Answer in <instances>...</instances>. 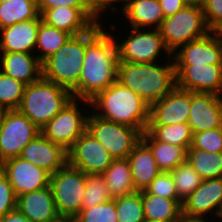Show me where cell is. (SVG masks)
<instances>
[{
	"instance_id": "47",
	"label": "cell",
	"mask_w": 222,
	"mask_h": 222,
	"mask_svg": "<svg viewBox=\"0 0 222 222\" xmlns=\"http://www.w3.org/2000/svg\"><path fill=\"white\" fill-rule=\"evenodd\" d=\"M54 222H78L75 217H59Z\"/></svg>"
},
{
	"instance_id": "38",
	"label": "cell",
	"mask_w": 222,
	"mask_h": 222,
	"mask_svg": "<svg viewBox=\"0 0 222 222\" xmlns=\"http://www.w3.org/2000/svg\"><path fill=\"white\" fill-rule=\"evenodd\" d=\"M188 149L222 152V127L193 133L192 145Z\"/></svg>"
},
{
	"instance_id": "10",
	"label": "cell",
	"mask_w": 222,
	"mask_h": 222,
	"mask_svg": "<svg viewBox=\"0 0 222 222\" xmlns=\"http://www.w3.org/2000/svg\"><path fill=\"white\" fill-rule=\"evenodd\" d=\"M56 210L60 217H75L82 209L86 174L68 163L50 175Z\"/></svg>"
},
{
	"instance_id": "3",
	"label": "cell",
	"mask_w": 222,
	"mask_h": 222,
	"mask_svg": "<svg viewBox=\"0 0 222 222\" xmlns=\"http://www.w3.org/2000/svg\"><path fill=\"white\" fill-rule=\"evenodd\" d=\"M166 61H163L164 65L160 62H118L117 81L129 87L151 106L176 87L173 56Z\"/></svg>"
},
{
	"instance_id": "9",
	"label": "cell",
	"mask_w": 222,
	"mask_h": 222,
	"mask_svg": "<svg viewBox=\"0 0 222 222\" xmlns=\"http://www.w3.org/2000/svg\"><path fill=\"white\" fill-rule=\"evenodd\" d=\"M87 131L104 146L114 159L127 158L142 136L138 129L104 119L91 111L87 117Z\"/></svg>"
},
{
	"instance_id": "52",
	"label": "cell",
	"mask_w": 222,
	"mask_h": 222,
	"mask_svg": "<svg viewBox=\"0 0 222 222\" xmlns=\"http://www.w3.org/2000/svg\"><path fill=\"white\" fill-rule=\"evenodd\" d=\"M2 163H3V162H2L1 159H0V169H1Z\"/></svg>"
},
{
	"instance_id": "45",
	"label": "cell",
	"mask_w": 222,
	"mask_h": 222,
	"mask_svg": "<svg viewBox=\"0 0 222 222\" xmlns=\"http://www.w3.org/2000/svg\"><path fill=\"white\" fill-rule=\"evenodd\" d=\"M0 222H31L17 208L14 211L0 217Z\"/></svg>"
},
{
	"instance_id": "26",
	"label": "cell",
	"mask_w": 222,
	"mask_h": 222,
	"mask_svg": "<svg viewBox=\"0 0 222 222\" xmlns=\"http://www.w3.org/2000/svg\"><path fill=\"white\" fill-rule=\"evenodd\" d=\"M143 211L146 222H164L180 220L182 216V201L167 199L142 191Z\"/></svg>"
},
{
	"instance_id": "2",
	"label": "cell",
	"mask_w": 222,
	"mask_h": 222,
	"mask_svg": "<svg viewBox=\"0 0 222 222\" xmlns=\"http://www.w3.org/2000/svg\"><path fill=\"white\" fill-rule=\"evenodd\" d=\"M90 102L93 114L138 129L142 134L150 122V106L117 80L97 93Z\"/></svg>"
},
{
	"instance_id": "39",
	"label": "cell",
	"mask_w": 222,
	"mask_h": 222,
	"mask_svg": "<svg viewBox=\"0 0 222 222\" xmlns=\"http://www.w3.org/2000/svg\"><path fill=\"white\" fill-rule=\"evenodd\" d=\"M145 190L155 196L180 200L171 172L161 171Z\"/></svg>"
},
{
	"instance_id": "29",
	"label": "cell",
	"mask_w": 222,
	"mask_h": 222,
	"mask_svg": "<svg viewBox=\"0 0 222 222\" xmlns=\"http://www.w3.org/2000/svg\"><path fill=\"white\" fill-rule=\"evenodd\" d=\"M39 15L36 0H1L0 29L36 19Z\"/></svg>"
},
{
	"instance_id": "1",
	"label": "cell",
	"mask_w": 222,
	"mask_h": 222,
	"mask_svg": "<svg viewBox=\"0 0 222 222\" xmlns=\"http://www.w3.org/2000/svg\"><path fill=\"white\" fill-rule=\"evenodd\" d=\"M105 28L108 27L104 26L86 45L78 99L89 101L117 80L118 47L114 33Z\"/></svg>"
},
{
	"instance_id": "18",
	"label": "cell",
	"mask_w": 222,
	"mask_h": 222,
	"mask_svg": "<svg viewBox=\"0 0 222 222\" xmlns=\"http://www.w3.org/2000/svg\"><path fill=\"white\" fill-rule=\"evenodd\" d=\"M221 206L222 177L206 179L183 201L182 214L189 217H217Z\"/></svg>"
},
{
	"instance_id": "8",
	"label": "cell",
	"mask_w": 222,
	"mask_h": 222,
	"mask_svg": "<svg viewBox=\"0 0 222 222\" xmlns=\"http://www.w3.org/2000/svg\"><path fill=\"white\" fill-rule=\"evenodd\" d=\"M127 33L124 35L126 37H120V39H117L119 37L114 34L119 62L151 63L161 61L162 63L160 59L163 52L167 55L164 58L172 57L158 29H150L149 31V29L132 27Z\"/></svg>"
},
{
	"instance_id": "32",
	"label": "cell",
	"mask_w": 222,
	"mask_h": 222,
	"mask_svg": "<svg viewBox=\"0 0 222 222\" xmlns=\"http://www.w3.org/2000/svg\"><path fill=\"white\" fill-rule=\"evenodd\" d=\"M147 131L158 141L188 149L192 145L193 132L188 123L148 125Z\"/></svg>"
},
{
	"instance_id": "33",
	"label": "cell",
	"mask_w": 222,
	"mask_h": 222,
	"mask_svg": "<svg viewBox=\"0 0 222 222\" xmlns=\"http://www.w3.org/2000/svg\"><path fill=\"white\" fill-rule=\"evenodd\" d=\"M118 222H146L143 211L142 191L114 198Z\"/></svg>"
},
{
	"instance_id": "34",
	"label": "cell",
	"mask_w": 222,
	"mask_h": 222,
	"mask_svg": "<svg viewBox=\"0 0 222 222\" xmlns=\"http://www.w3.org/2000/svg\"><path fill=\"white\" fill-rule=\"evenodd\" d=\"M171 174L176 186L178 198L182 202L201 185L203 180L188 161L178 165L171 171Z\"/></svg>"
},
{
	"instance_id": "22",
	"label": "cell",
	"mask_w": 222,
	"mask_h": 222,
	"mask_svg": "<svg viewBox=\"0 0 222 222\" xmlns=\"http://www.w3.org/2000/svg\"><path fill=\"white\" fill-rule=\"evenodd\" d=\"M17 209L31 222H54L60 217L50 185L17 196Z\"/></svg>"
},
{
	"instance_id": "4",
	"label": "cell",
	"mask_w": 222,
	"mask_h": 222,
	"mask_svg": "<svg viewBox=\"0 0 222 222\" xmlns=\"http://www.w3.org/2000/svg\"><path fill=\"white\" fill-rule=\"evenodd\" d=\"M96 24L90 31L71 36L51 57L42 63V77L70 90L78 99V83L87 43L103 28Z\"/></svg>"
},
{
	"instance_id": "11",
	"label": "cell",
	"mask_w": 222,
	"mask_h": 222,
	"mask_svg": "<svg viewBox=\"0 0 222 222\" xmlns=\"http://www.w3.org/2000/svg\"><path fill=\"white\" fill-rule=\"evenodd\" d=\"M40 129L19 110L0 112V159L2 162L21 155L23 148Z\"/></svg>"
},
{
	"instance_id": "13",
	"label": "cell",
	"mask_w": 222,
	"mask_h": 222,
	"mask_svg": "<svg viewBox=\"0 0 222 222\" xmlns=\"http://www.w3.org/2000/svg\"><path fill=\"white\" fill-rule=\"evenodd\" d=\"M176 86L196 93L222 95V65H175Z\"/></svg>"
},
{
	"instance_id": "44",
	"label": "cell",
	"mask_w": 222,
	"mask_h": 222,
	"mask_svg": "<svg viewBox=\"0 0 222 222\" xmlns=\"http://www.w3.org/2000/svg\"><path fill=\"white\" fill-rule=\"evenodd\" d=\"M164 17L176 14L190 2L188 0H159Z\"/></svg>"
},
{
	"instance_id": "43",
	"label": "cell",
	"mask_w": 222,
	"mask_h": 222,
	"mask_svg": "<svg viewBox=\"0 0 222 222\" xmlns=\"http://www.w3.org/2000/svg\"><path fill=\"white\" fill-rule=\"evenodd\" d=\"M38 12L59 7H88L85 0H36Z\"/></svg>"
},
{
	"instance_id": "24",
	"label": "cell",
	"mask_w": 222,
	"mask_h": 222,
	"mask_svg": "<svg viewBox=\"0 0 222 222\" xmlns=\"http://www.w3.org/2000/svg\"><path fill=\"white\" fill-rule=\"evenodd\" d=\"M119 9L130 28L158 29L165 18L159 0H124Z\"/></svg>"
},
{
	"instance_id": "30",
	"label": "cell",
	"mask_w": 222,
	"mask_h": 222,
	"mask_svg": "<svg viewBox=\"0 0 222 222\" xmlns=\"http://www.w3.org/2000/svg\"><path fill=\"white\" fill-rule=\"evenodd\" d=\"M70 37L69 33L50 26L41 20L37 32L35 55L43 63L62 47Z\"/></svg>"
},
{
	"instance_id": "21",
	"label": "cell",
	"mask_w": 222,
	"mask_h": 222,
	"mask_svg": "<svg viewBox=\"0 0 222 222\" xmlns=\"http://www.w3.org/2000/svg\"><path fill=\"white\" fill-rule=\"evenodd\" d=\"M41 20L39 15L36 19L0 29V52L35 53L37 32Z\"/></svg>"
},
{
	"instance_id": "6",
	"label": "cell",
	"mask_w": 222,
	"mask_h": 222,
	"mask_svg": "<svg viewBox=\"0 0 222 222\" xmlns=\"http://www.w3.org/2000/svg\"><path fill=\"white\" fill-rule=\"evenodd\" d=\"M158 30L171 54L181 46L211 32L199 0L190 2L176 14L165 17Z\"/></svg>"
},
{
	"instance_id": "17",
	"label": "cell",
	"mask_w": 222,
	"mask_h": 222,
	"mask_svg": "<svg viewBox=\"0 0 222 222\" xmlns=\"http://www.w3.org/2000/svg\"><path fill=\"white\" fill-rule=\"evenodd\" d=\"M46 24L78 36L90 31L96 24L101 23L88 7H59L46 9L40 13Z\"/></svg>"
},
{
	"instance_id": "51",
	"label": "cell",
	"mask_w": 222,
	"mask_h": 222,
	"mask_svg": "<svg viewBox=\"0 0 222 222\" xmlns=\"http://www.w3.org/2000/svg\"><path fill=\"white\" fill-rule=\"evenodd\" d=\"M189 2H195V1H198V0H188Z\"/></svg>"
},
{
	"instance_id": "48",
	"label": "cell",
	"mask_w": 222,
	"mask_h": 222,
	"mask_svg": "<svg viewBox=\"0 0 222 222\" xmlns=\"http://www.w3.org/2000/svg\"><path fill=\"white\" fill-rule=\"evenodd\" d=\"M217 218H221L220 222L222 221V206H221V209L218 213V217Z\"/></svg>"
},
{
	"instance_id": "49",
	"label": "cell",
	"mask_w": 222,
	"mask_h": 222,
	"mask_svg": "<svg viewBox=\"0 0 222 222\" xmlns=\"http://www.w3.org/2000/svg\"><path fill=\"white\" fill-rule=\"evenodd\" d=\"M164 222H179V220H169V221H164Z\"/></svg>"
},
{
	"instance_id": "28",
	"label": "cell",
	"mask_w": 222,
	"mask_h": 222,
	"mask_svg": "<svg viewBox=\"0 0 222 222\" xmlns=\"http://www.w3.org/2000/svg\"><path fill=\"white\" fill-rule=\"evenodd\" d=\"M102 176L112 198L137 192L127 158L114 159Z\"/></svg>"
},
{
	"instance_id": "36",
	"label": "cell",
	"mask_w": 222,
	"mask_h": 222,
	"mask_svg": "<svg viewBox=\"0 0 222 222\" xmlns=\"http://www.w3.org/2000/svg\"><path fill=\"white\" fill-rule=\"evenodd\" d=\"M112 199L105 179L99 174H86V187L82 209H88Z\"/></svg>"
},
{
	"instance_id": "14",
	"label": "cell",
	"mask_w": 222,
	"mask_h": 222,
	"mask_svg": "<svg viewBox=\"0 0 222 222\" xmlns=\"http://www.w3.org/2000/svg\"><path fill=\"white\" fill-rule=\"evenodd\" d=\"M1 171L7 176L16 196L40 190L50 183L47 171L19 156L4 161Z\"/></svg>"
},
{
	"instance_id": "41",
	"label": "cell",
	"mask_w": 222,
	"mask_h": 222,
	"mask_svg": "<svg viewBox=\"0 0 222 222\" xmlns=\"http://www.w3.org/2000/svg\"><path fill=\"white\" fill-rule=\"evenodd\" d=\"M17 208V196L7 176L0 169V217Z\"/></svg>"
},
{
	"instance_id": "20",
	"label": "cell",
	"mask_w": 222,
	"mask_h": 222,
	"mask_svg": "<svg viewBox=\"0 0 222 222\" xmlns=\"http://www.w3.org/2000/svg\"><path fill=\"white\" fill-rule=\"evenodd\" d=\"M19 157L44 169L50 175L68 163L67 151L62 146L52 143L42 133L23 148Z\"/></svg>"
},
{
	"instance_id": "37",
	"label": "cell",
	"mask_w": 222,
	"mask_h": 222,
	"mask_svg": "<svg viewBox=\"0 0 222 222\" xmlns=\"http://www.w3.org/2000/svg\"><path fill=\"white\" fill-rule=\"evenodd\" d=\"M75 218L78 222H118L115 200L112 198L97 206L81 209Z\"/></svg>"
},
{
	"instance_id": "31",
	"label": "cell",
	"mask_w": 222,
	"mask_h": 222,
	"mask_svg": "<svg viewBox=\"0 0 222 222\" xmlns=\"http://www.w3.org/2000/svg\"><path fill=\"white\" fill-rule=\"evenodd\" d=\"M187 161L203 180L222 177V152L187 149Z\"/></svg>"
},
{
	"instance_id": "16",
	"label": "cell",
	"mask_w": 222,
	"mask_h": 222,
	"mask_svg": "<svg viewBox=\"0 0 222 222\" xmlns=\"http://www.w3.org/2000/svg\"><path fill=\"white\" fill-rule=\"evenodd\" d=\"M191 91L175 87L163 99L150 106L149 125L188 123Z\"/></svg>"
},
{
	"instance_id": "50",
	"label": "cell",
	"mask_w": 222,
	"mask_h": 222,
	"mask_svg": "<svg viewBox=\"0 0 222 222\" xmlns=\"http://www.w3.org/2000/svg\"><path fill=\"white\" fill-rule=\"evenodd\" d=\"M218 33L222 37V29Z\"/></svg>"
},
{
	"instance_id": "19",
	"label": "cell",
	"mask_w": 222,
	"mask_h": 222,
	"mask_svg": "<svg viewBox=\"0 0 222 222\" xmlns=\"http://www.w3.org/2000/svg\"><path fill=\"white\" fill-rule=\"evenodd\" d=\"M188 124L193 133L222 127V96L191 92Z\"/></svg>"
},
{
	"instance_id": "46",
	"label": "cell",
	"mask_w": 222,
	"mask_h": 222,
	"mask_svg": "<svg viewBox=\"0 0 222 222\" xmlns=\"http://www.w3.org/2000/svg\"><path fill=\"white\" fill-rule=\"evenodd\" d=\"M208 220L207 217H189L182 214L179 222H212Z\"/></svg>"
},
{
	"instance_id": "12",
	"label": "cell",
	"mask_w": 222,
	"mask_h": 222,
	"mask_svg": "<svg viewBox=\"0 0 222 222\" xmlns=\"http://www.w3.org/2000/svg\"><path fill=\"white\" fill-rule=\"evenodd\" d=\"M68 164L85 174L102 175L114 161L104 146L87 130L67 151Z\"/></svg>"
},
{
	"instance_id": "40",
	"label": "cell",
	"mask_w": 222,
	"mask_h": 222,
	"mask_svg": "<svg viewBox=\"0 0 222 222\" xmlns=\"http://www.w3.org/2000/svg\"><path fill=\"white\" fill-rule=\"evenodd\" d=\"M199 1L209 30L219 32L222 29V0Z\"/></svg>"
},
{
	"instance_id": "35",
	"label": "cell",
	"mask_w": 222,
	"mask_h": 222,
	"mask_svg": "<svg viewBox=\"0 0 222 222\" xmlns=\"http://www.w3.org/2000/svg\"><path fill=\"white\" fill-rule=\"evenodd\" d=\"M25 86L0 70V112L18 110Z\"/></svg>"
},
{
	"instance_id": "25",
	"label": "cell",
	"mask_w": 222,
	"mask_h": 222,
	"mask_svg": "<svg viewBox=\"0 0 222 222\" xmlns=\"http://www.w3.org/2000/svg\"><path fill=\"white\" fill-rule=\"evenodd\" d=\"M137 191L145 190L161 172L150 147L141 139L127 157Z\"/></svg>"
},
{
	"instance_id": "5",
	"label": "cell",
	"mask_w": 222,
	"mask_h": 222,
	"mask_svg": "<svg viewBox=\"0 0 222 222\" xmlns=\"http://www.w3.org/2000/svg\"><path fill=\"white\" fill-rule=\"evenodd\" d=\"M73 99L70 90L41 77L25 86L18 110L41 129Z\"/></svg>"
},
{
	"instance_id": "7",
	"label": "cell",
	"mask_w": 222,
	"mask_h": 222,
	"mask_svg": "<svg viewBox=\"0 0 222 222\" xmlns=\"http://www.w3.org/2000/svg\"><path fill=\"white\" fill-rule=\"evenodd\" d=\"M89 110L90 102L88 100L74 98L42 127L40 132L52 143L58 144L68 151L87 130V112L89 113Z\"/></svg>"
},
{
	"instance_id": "15",
	"label": "cell",
	"mask_w": 222,
	"mask_h": 222,
	"mask_svg": "<svg viewBox=\"0 0 222 222\" xmlns=\"http://www.w3.org/2000/svg\"><path fill=\"white\" fill-rule=\"evenodd\" d=\"M172 56L175 65H222V37L211 31L181 46Z\"/></svg>"
},
{
	"instance_id": "23",
	"label": "cell",
	"mask_w": 222,
	"mask_h": 222,
	"mask_svg": "<svg viewBox=\"0 0 222 222\" xmlns=\"http://www.w3.org/2000/svg\"><path fill=\"white\" fill-rule=\"evenodd\" d=\"M0 70L25 85L42 77V63L35 53L0 52Z\"/></svg>"
},
{
	"instance_id": "42",
	"label": "cell",
	"mask_w": 222,
	"mask_h": 222,
	"mask_svg": "<svg viewBox=\"0 0 222 222\" xmlns=\"http://www.w3.org/2000/svg\"><path fill=\"white\" fill-rule=\"evenodd\" d=\"M90 12L100 21L102 22V17L106 16V15H102L104 14L103 12H108L109 10H111L113 12V14L116 12H120V10L118 9L121 4L123 7L124 4V0H85ZM119 3V6L117 7ZM117 4V5H116ZM102 13V14H101ZM102 16V17H101Z\"/></svg>"
},
{
	"instance_id": "27",
	"label": "cell",
	"mask_w": 222,
	"mask_h": 222,
	"mask_svg": "<svg viewBox=\"0 0 222 222\" xmlns=\"http://www.w3.org/2000/svg\"><path fill=\"white\" fill-rule=\"evenodd\" d=\"M141 139L150 147L153 157L161 171L171 172L187 161V149L156 140L147 130Z\"/></svg>"
}]
</instances>
